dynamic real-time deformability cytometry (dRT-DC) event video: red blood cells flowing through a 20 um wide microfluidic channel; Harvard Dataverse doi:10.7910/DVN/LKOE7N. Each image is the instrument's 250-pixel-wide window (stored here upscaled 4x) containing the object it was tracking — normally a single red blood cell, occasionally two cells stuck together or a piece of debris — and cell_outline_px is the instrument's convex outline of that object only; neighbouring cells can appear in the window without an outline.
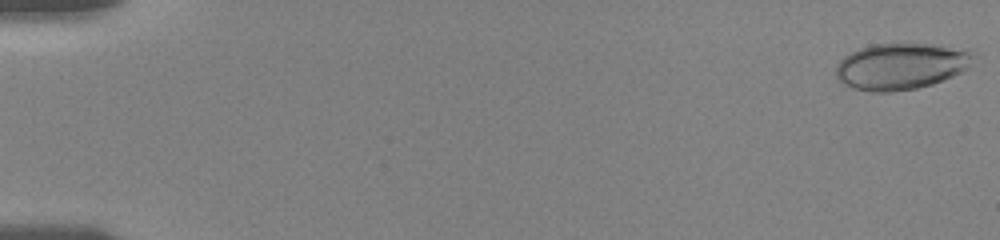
{"species": "human", "species_latin": "Homo sapiens", "temperature_condition": "room temperature", "stored_images_in_passage": 18, "camera_frame_rate_fps": 3000, "um_per_image_px": 0.085, "donor": {"sex": "female"}, "frame": {"image": 1, "passage_image": 1, "time_ms": 0.0, "image_size_px": [1000, 240], "cell_outline_px": [[976, 56], [968, 68], [952, 76], [932, 84], [916, 88], [892, 92], [872, 92], [852, 88], [844, 84], [836, 76], [836, 64], [844, 56], [860, 48], [872, 44], [932, 44], [968, 52]], "centroid_in_image_um": [76.53, 5.65], "position_along_channel_um": 8.5, "area_um2": 36.76}}
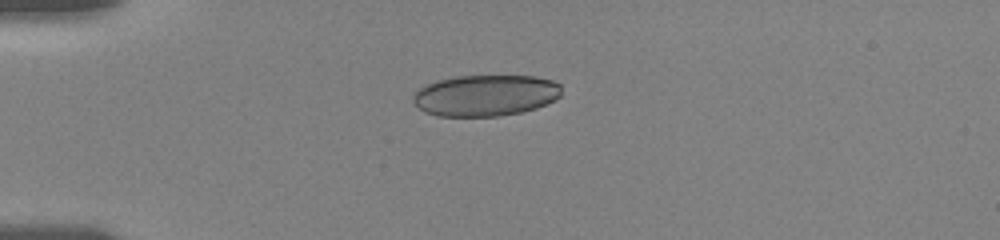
{"frame": {"image": 2, "passage_image": 12, "time_ms": 4.667, "image_size_px": [1000, 240], "cell_outline_px": [[560, 96], [556, 100], [536, 108], [520, 112], [500, 116], [436, 116], [424, 112], [412, 100], [412, 96], [420, 88], [436, 80], [456, 76], [536, 76], [552, 80], [560, 84]], "centroid_in_image_um": [41.27, 8.11], "position_along_channel_um": 43.7, "area_um2": 35.78}}
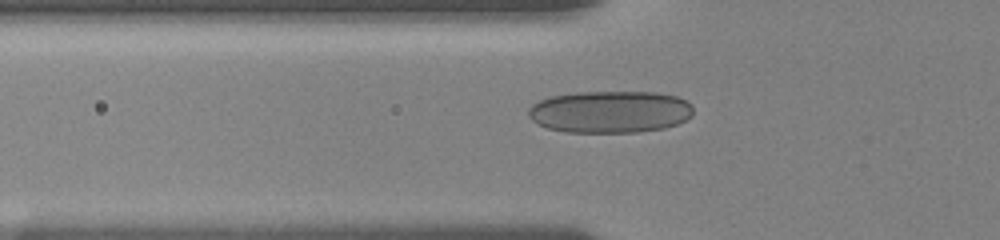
{"frame": {"image": 3, "passage_image": 16, "time_ms": 6.333, "image_size_px": [1000, 240], "cell_outline_px": [[692, 116], [676, 124], [664, 128], [636, 132], [564, 132], [548, 128], [532, 120], [528, 116], [528, 108], [532, 104], [540, 100], [552, 96], [576, 92], [656, 92], [676, 96], [692, 104]], "centroid_in_image_um": [51.84, 9.5], "position_along_channel_um": 74.0, "area_um2": 40.46}}